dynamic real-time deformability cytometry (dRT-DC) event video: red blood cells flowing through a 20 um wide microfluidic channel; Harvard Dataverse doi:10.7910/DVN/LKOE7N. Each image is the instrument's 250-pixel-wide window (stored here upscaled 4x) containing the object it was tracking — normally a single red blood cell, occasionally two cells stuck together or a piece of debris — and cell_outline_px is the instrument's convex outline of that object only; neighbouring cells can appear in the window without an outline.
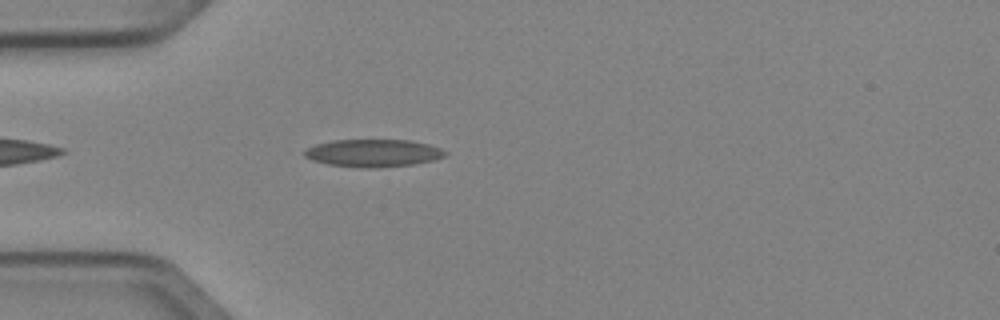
{"species": "Egyptian fruit bat (a non-hibernating species)", "species_latin": "Rousettus aegyptiacus", "temperature_condition": "cold", "stored_images_in_passage": 3, "camera_frame_rate_fps": 3000, "um_per_image_px": 0.085, "animal": {"sex": "female"}, "frame": {"image": 1, "passage_image": 3, "time_ms": 0.667, "image_size_px": [1000, 320], "cell_outline_px": [[448, 152], [444, 156], [432, 160], [412, 164], [380, 168], [364, 168], [328, 164], [312, 160], [304, 156], [304, 148], [316, 144], [332, 140], [408, 140], [428, 144], [440, 148]], "centroid_in_image_um": [31.68, 13.01], "position_along_channel_um": 53.3, "area_um2": 22.6}}